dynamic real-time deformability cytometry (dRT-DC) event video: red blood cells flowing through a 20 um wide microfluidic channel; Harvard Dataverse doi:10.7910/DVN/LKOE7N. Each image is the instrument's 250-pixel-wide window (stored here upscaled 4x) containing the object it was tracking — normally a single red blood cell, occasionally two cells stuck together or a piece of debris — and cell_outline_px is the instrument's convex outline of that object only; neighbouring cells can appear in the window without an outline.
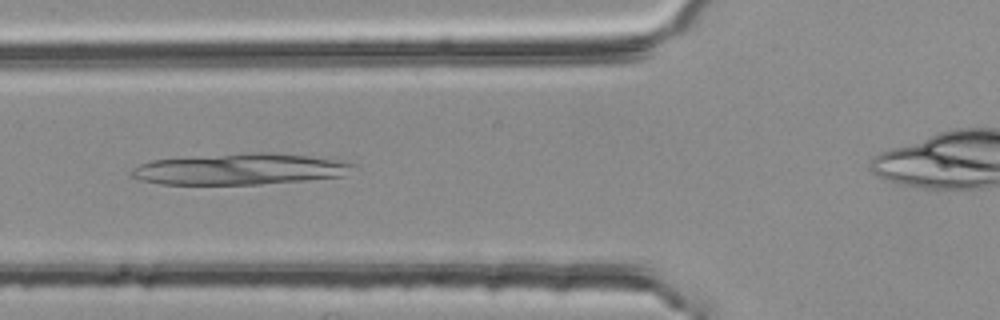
{"species": "common noctule bat (a hibernating species)", "species_latin": "Nyctalus noctula", "temperature_condition": "room temperature", "stored_images_in_passage": 41, "camera_frame_rate_fps": 3000, "um_per_image_px": 0.085, "animal": {"sex": "female", "body_mass_g": 25.1}, "frame": {"image": 1, "passage_image": 14, "time_ms": 4.333, "image_size_px": [1000, 320], "cell_outline_px": [[356, 164], [344, 176], [308, 180], [260, 184], [160, 184], [140, 180], [132, 176], [128, 172], [132, 168], [140, 164], [152, 160], [192, 156], [252, 152], [272, 152], [308, 156], [340, 160]], "centroid_in_image_um": [20.38, 14.37], "position_along_channel_um": 105.4, "area_um2": 40.46}}
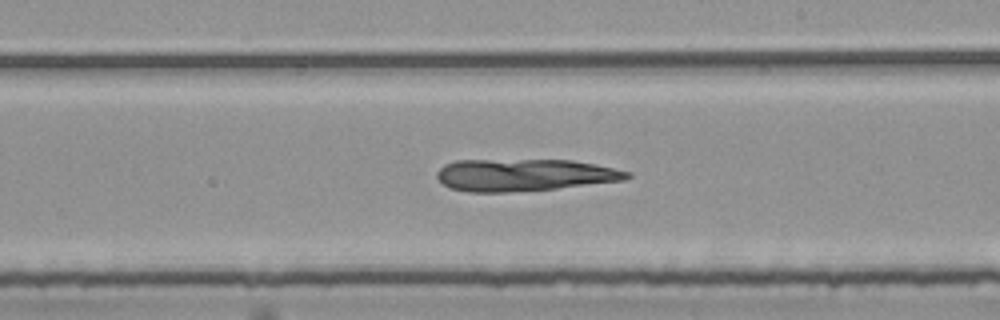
{"frame": {"image": 2, "passage_image": 25, "time_ms": 8.0, "image_size_px": [1000, 320], "cell_outline_px": [[632, 176], [624, 180], [556, 188], [508, 192], [468, 192], [448, 188], [436, 176], [436, 172], [444, 164], [456, 160], [572, 160], [632, 172]], "centroid_in_image_um": [44.52, 14.87], "position_along_channel_um": 244.5, "area_um2": 35.49}}
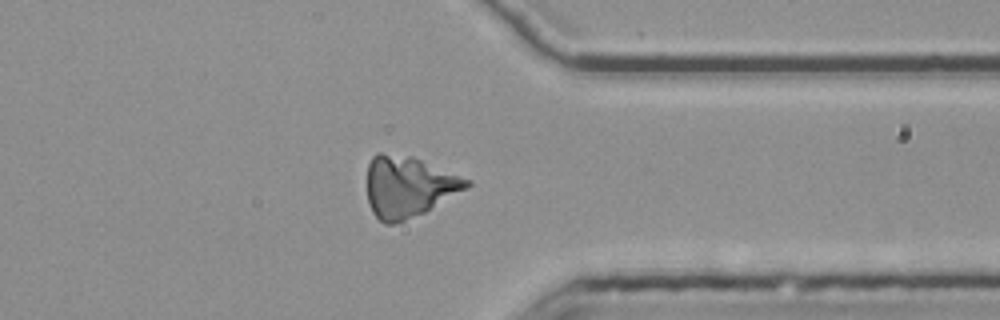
{"frame": {"image": 3, "passage_image": 36, "time_ms": 11.667, "image_size_px": [1000, 320], "cell_outline_px": [[472, 184], [468, 188], [424, 212], [396, 224], [384, 224], [372, 212], [368, 200], [368, 164], [372, 156], [376, 152], [380, 152], [412, 156], [472, 180]], "centroid_in_image_um": [34.72, 15.85], "position_along_channel_um": 376.7, "area_um2": 35.43}}